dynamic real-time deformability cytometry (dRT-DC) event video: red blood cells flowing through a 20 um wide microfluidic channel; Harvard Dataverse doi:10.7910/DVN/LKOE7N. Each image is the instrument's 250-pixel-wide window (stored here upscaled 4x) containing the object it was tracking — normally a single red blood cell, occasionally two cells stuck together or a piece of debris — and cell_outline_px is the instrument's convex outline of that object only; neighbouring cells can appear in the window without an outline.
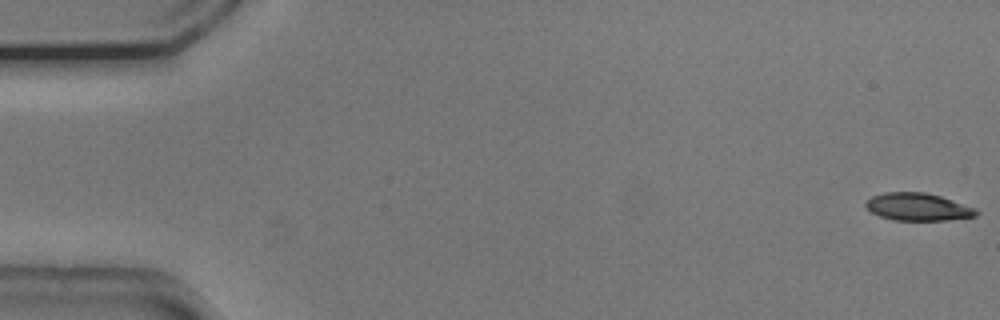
{"species": "common noctule bat (a hibernating species)", "species_latin": "Nyctalus noctula", "temperature_condition": "cold", "stored_images_in_passage": 54, "camera_frame_rate_fps": 3000, "um_per_image_px": 0.085, "animal": {"sex": "male", "body_mass_g": 20.5, "forearm_length_mm": 52.5}, "frame": {"image": 1, "passage_image": 1, "time_ms": 0.0, "image_size_px": [1000, 320], "cell_outline_px": [[980, 212], [976, 216], [948, 220], [892, 220], [880, 216], [872, 212], [864, 204], [872, 196], [884, 192], [924, 192], [940, 196], [976, 208]], "centroid_in_image_um": [78.04, 17.59], "position_along_channel_um": 7.0, "area_um2": 17.69}}
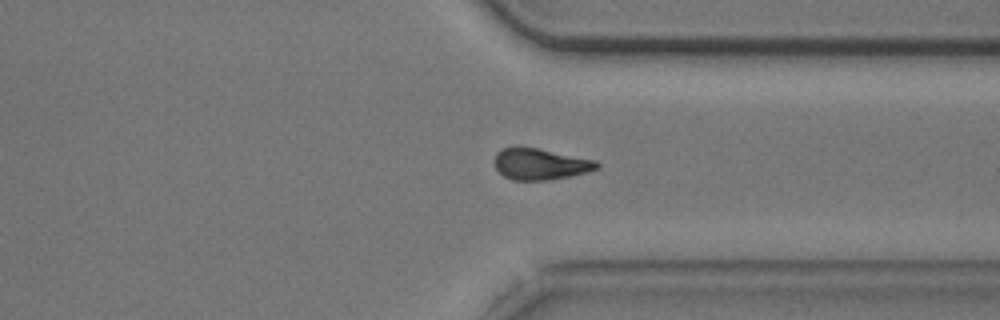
{"frame": {"image": 2, "passage_image": 41, "time_ms": 13.333, "image_size_px": [1000, 320], "cell_outline_px": [[600, 168], [568, 176], [548, 180], [512, 180], [504, 176], [496, 168], [496, 152], [500, 148], [516, 144], [596, 160], [600, 164]], "centroid_in_image_um": [45.88, 13.91], "position_along_channel_um": 365.5, "area_um2": 18.79}}
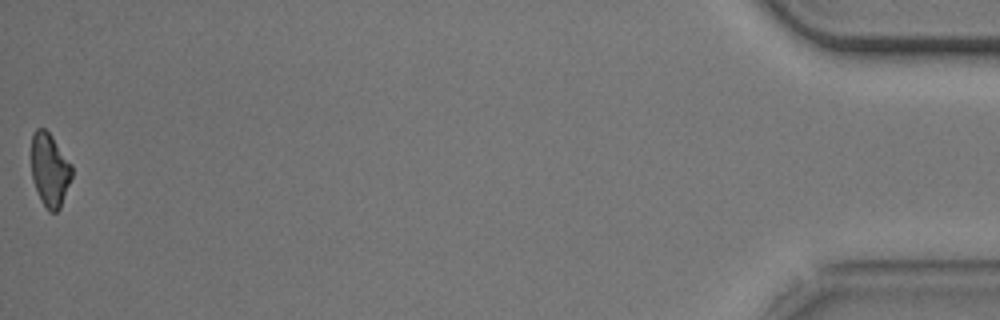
{"frame": {"image": 3, "passage_image": 54, "time_ms": 17.667, "image_size_px": [1000, 320], "cell_outline_px": [[72, 176], [60, 208], [56, 212], [48, 212], [40, 200], [32, 180], [32, 132], [36, 128], [44, 128], [52, 136], [72, 164]], "centroid_in_image_um": [4.22, 14.45], "position_along_channel_um": 431.0, "area_um2": 17.4}, "authors_computed_cell_mechanics": {"area_um2": 19.1607, "velocity_mm_per_s": 3.7585, "shape_relaxation_time_tau1_ms": 2.4617, "shape_relaxation_time_tau2_ms": null, "deformation_change_tau1": 0.1214, "deformation_change_tau2": null}}